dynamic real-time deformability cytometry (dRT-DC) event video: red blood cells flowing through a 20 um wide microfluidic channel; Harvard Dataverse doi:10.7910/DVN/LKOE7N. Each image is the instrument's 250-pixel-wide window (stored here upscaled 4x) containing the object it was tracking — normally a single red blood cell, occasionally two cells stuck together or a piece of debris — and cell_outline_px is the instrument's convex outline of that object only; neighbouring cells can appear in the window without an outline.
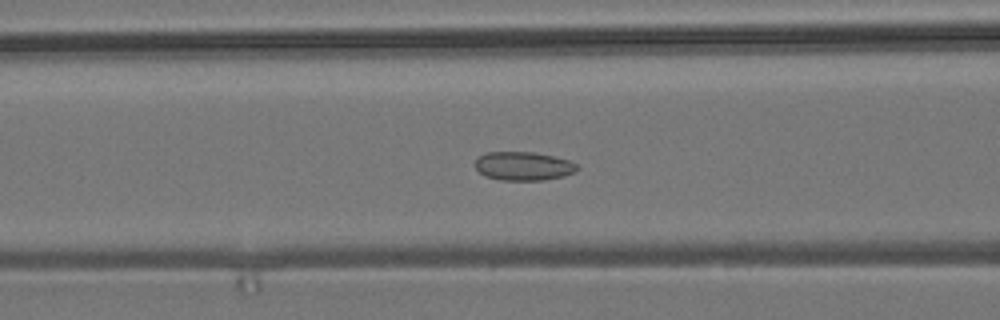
{"species": "common noctule bat (a hibernating species)", "species_latin": "Nyctalus noctula", "temperature_condition": "room temperature", "stored_images_in_passage": 56, "camera_frame_rate_fps": 3000, "um_per_image_px": 0.085, "animal": {"sex": "male", "body_mass_g": 19.2, "forearm_length_mm": 51.8}, "frame": {"image": 1, "passage_image": 22, "time_ms": 7.0, "image_size_px": [1000, 320], "cell_outline_px": [[580, 168], [576, 172], [564, 176], [544, 180], [500, 180], [484, 176], [476, 168], [476, 160], [480, 156], [488, 152], [536, 152], [572, 160], [580, 164]], "centroid_in_image_um": [44.58, 14.11], "position_along_channel_um": 122.0, "area_um2": 17.34}}
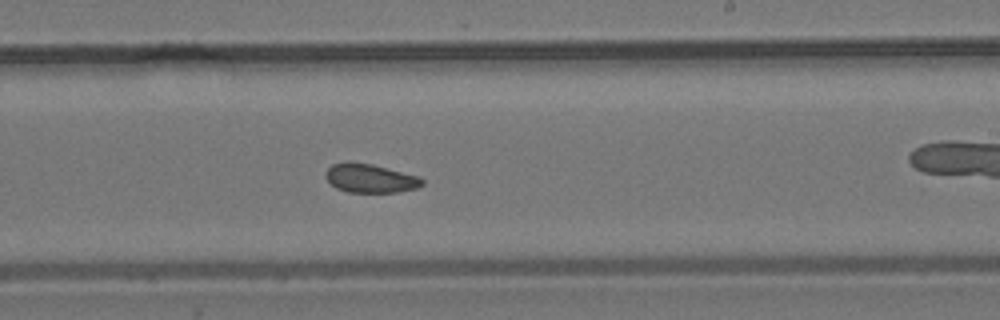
{"frame": {"image": 2, "passage_image": 33, "time_ms": 10.667, "image_size_px": [1000, 320], "cell_outline_px": [[424, 184], [416, 188], [396, 192], [348, 192], [336, 188], [324, 176], [328, 168], [332, 164], [348, 160], [372, 164], [420, 176], [424, 180]], "centroid_in_image_um": [31.46, 15.13], "position_along_channel_um": 257.5, "area_um2": 16.36}}
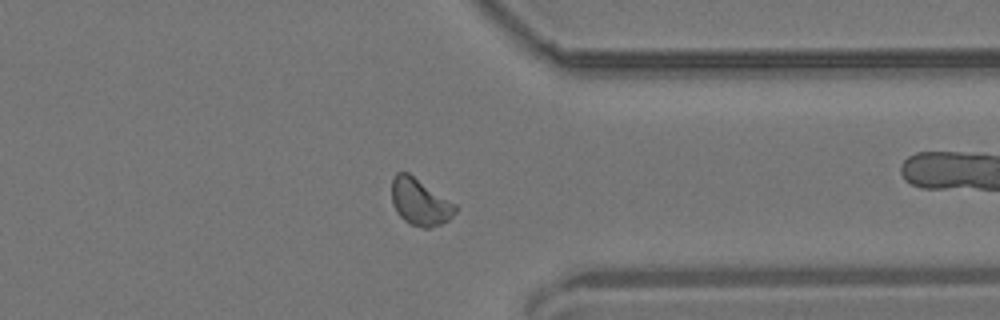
{"frame": {"image": 3, "passage_image": 43, "time_ms": 14.0, "image_size_px": [1000, 320], "cell_outline_px": [[456, 212], [448, 220], [440, 224], [428, 228], [424, 228], [408, 224], [396, 212], [392, 204], [392, 176], [396, 172], [408, 172], [456, 204]], "centroid_in_image_um": [35.67, 17.16], "position_along_channel_um": 375.7, "area_um2": 17.4}, "authors_computed_cell_mechanics": {"area_um2": 17.1377, "velocity_mm_per_s": 3.6967, "shape_relaxation_time_tau1_ms": null, "shape_relaxation_time_tau2_ms": 3.9136, "deformation_change_tau1": null, "deformation_change_tau2": 0.0769}}